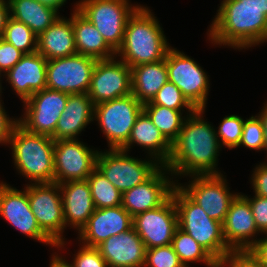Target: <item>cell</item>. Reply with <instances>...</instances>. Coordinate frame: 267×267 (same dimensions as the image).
Returning a JSON list of instances; mask_svg holds the SVG:
<instances>
[{
    "instance_id": "cell-16",
    "label": "cell",
    "mask_w": 267,
    "mask_h": 267,
    "mask_svg": "<svg viewBox=\"0 0 267 267\" xmlns=\"http://www.w3.org/2000/svg\"><path fill=\"white\" fill-rule=\"evenodd\" d=\"M132 93L131 68L115 56L97 60L87 95L94 105Z\"/></svg>"
},
{
    "instance_id": "cell-50",
    "label": "cell",
    "mask_w": 267,
    "mask_h": 267,
    "mask_svg": "<svg viewBox=\"0 0 267 267\" xmlns=\"http://www.w3.org/2000/svg\"><path fill=\"white\" fill-rule=\"evenodd\" d=\"M1 78H2V75L0 74V94L3 93L2 89H4V88H2L3 86H2V82L1 81H3V80Z\"/></svg>"
},
{
    "instance_id": "cell-18",
    "label": "cell",
    "mask_w": 267,
    "mask_h": 267,
    "mask_svg": "<svg viewBox=\"0 0 267 267\" xmlns=\"http://www.w3.org/2000/svg\"><path fill=\"white\" fill-rule=\"evenodd\" d=\"M175 185L172 173L161 165L146 181L122 194V207L132 217L155 209L171 196Z\"/></svg>"
},
{
    "instance_id": "cell-31",
    "label": "cell",
    "mask_w": 267,
    "mask_h": 267,
    "mask_svg": "<svg viewBox=\"0 0 267 267\" xmlns=\"http://www.w3.org/2000/svg\"><path fill=\"white\" fill-rule=\"evenodd\" d=\"M171 245L185 267H191V263L196 262H202L207 267H219V263L179 227L175 231Z\"/></svg>"
},
{
    "instance_id": "cell-10",
    "label": "cell",
    "mask_w": 267,
    "mask_h": 267,
    "mask_svg": "<svg viewBox=\"0 0 267 267\" xmlns=\"http://www.w3.org/2000/svg\"><path fill=\"white\" fill-rule=\"evenodd\" d=\"M168 81L174 83L195 109L206 110L210 92L207 72L194 58L171 47L166 55Z\"/></svg>"
},
{
    "instance_id": "cell-29",
    "label": "cell",
    "mask_w": 267,
    "mask_h": 267,
    "mask_svg": "<svg viewBox=\"0 0 267 267\" xmlns=\"http://www.w3.org/2000/svg\"><path fill=\"white\" fill-rule=\"evenodd\" d=\"M13 19L27 25L37 37L47 30L61 15L37 0H8Z\"/></svg>"
},
{
    "instance_id": "cell-48",
    "label": "cell",
    "mask_w": 267,
    "mask_h": 267,
    "mask_svg": "<svg viewBox=\"0 0 267 267\" xmlns=\"http://www.w3.org/2000/svg\"><path fill=\"white\" fill-rule=\"evenodd\" d=\"M263 104H264V106L260 110L258 115L262 119V124H263V128H264V138H265L264 151H266V154H267V101Z\"/></svg>"
},
{
    "instance_id": "cell-30",
    "label": "cell",
    "mask_w": 267,
    "mask_h": 267,
    "mask_svg": "<svg viewBox=\"0 0 267 267\" xmlns=\"http://www.w3.org/2000/svg\"><path fill=\"white\" fill-rule=\"evenodd\" d=\"M143 110L164 137L172 144L178 137L187 117L184 114L185 110H174L153 104L151 101L143 104Z\"/></svg>"
},
{
    "instance_id": "cell-5",
    "label": "cell",
    "mask_w": 267,
    "mask_h": 267,
    "mask_svg": "<svg viewBox=\"0 0 267 267\" xmlns=\"http://www.w3.org/2000/svg\"><path fill=\"white\" fill-rule=\"evenodd\" d=\"M172 198L178 214V227L188 233L218 263L231 251L223 235L221 222L209 217L177 184Z\"/></svg>"
},
{
    "instance_id": "cell-28",
    "label": "cell",
    "mask_w": 267,
    "mask_h": 267,
    "mask_svg": "<svg viewBox=\"0 0 267 267\" xmlns=\"http://www.w3.org/2000/svg\"><path fill=\"white\" fill-rule=\"evenodd\" d=\"M167 81L166 58L131 68L132 94L142 104L152 101Z\"/></svg>"
},
{
    "instance_id": "cell-37",
    "label": "cell",
    "mask_w": 267,
    "mask_h": 267,
    "mask_svg": "<svg viewBox=\"0 0 267 267\" xmlns=\"http://www.w3.org/2000/svg\"><path fill=\"white\" fill-rule=\"evenodd\" d=\"M144 267H185L172 245L146 249Z\"/></svg>"
},
{
    "instance_id": "cell-19",
    "label": "cell",
    "mask_w": 267,
    "mask_h": 267,
    "mask_svg": "<svg viewBox=\"0 0 267 267\" xmlns=\"http://www.w3.org/2000/svg\"><path fill=\"white\" fill-rule=\"evenodd\" d=\"M222 225L226 244L233 251L250 250L259 239L256 237L262 235L256 226L250 203L242 193L231 202Z\"/></svg>"
},
{
    "instance_id": "cell-45",
    "label": "cell",
    "mask_w": 267,
    "mask_h": 267,
    "mask_svg": "<svg viewBox=\"0 0 267 267\" xmlns=\"http://www.w3.org/2000/svg\"><path fill=\"white\" fill-rule=\"evenodd\" d=\"M10 17V5L8 0H0V37H2Z\"/></svg>"
},
{
    "instance_id": "cell-13",
    "label": "cell",
    "mask_w": 267,
    "mask_h": 267,
    "mask_svg": "<svg viewBox=\"0 0 267 267\" xmlns=\"http://www.w3.org/2000/svg\"><path fill=\"white\" fill-rule=\"evenodd\" d=\"M96 62L95 58L82 54L48 60L46 88L67 94H87Z\"/></svg>"
},
{
    "instance_id": "cell-2",
    "label": "cell",
    "mask_w": 267,
    "mask_h": 267,
    "mask_svg": "<svg viewBox=\"0 0 267 267\" xmlns=\"http://www.w3.org/2000/svg\"><path fill=\"white\" fill-rule=\"evenodd\" d=\"M219 5L206 33L210 44L240 51L267 43V17L261 10L240 0H221Z\"/></svg>"
},
{
    "instance_id": "cell-7",
    "label": "cell",
    "mask_w": 267,
    "mask_h": 267,
    "mask_svg": "<svg viewBox=\"0 0 267 267\" xmlns=\"http://www.w3.org/2000/svg\"><path fill=\"white\" fill-rule=\"evenodd\" d=\"M130 156L122 149L99 151L96 168L123 194L146 181L160 166L154 158Z\"/></svg>"
},
{
    "instance_id": "cell-27",
    "label": "cell",
    "mask_w": 267,
    "mask_h": 267,
    "mask_svg": "<svg viewBox=\"0 0 267 267\" xmlns=\"http://www.w3.org/2000/svg\"><path fill=\"white\" fill-rule=\"evenodd\" d=\"M73 6V11L71 10L72 26L77 54L96 60L114 58L116 52L106 43L95 26L76 9V3Z\"/></svg>"
},
{
    "instance_id": "cell-22",
    "label": "cell",
    "mask_w": 267,
    "mask_h": 267,
    "mask_svg": "<svg viewBox=\"0 0 267 267\" xmlns=\"http://www.w3.org/2000/svg\"><path fill=\"white\" fill-rule=\"evenodd\" d=\"M108 267H144L146 247L134 228L97 246Z\"/></svg>"
},
{
    "instance_id": "cell-25",
    "label": "cell",
    "mask_w": 267,
    "mask_h": 267,
    "mask_svg": "<svg viewBox=\"0 0 267 267\" xmlns=\"http://www.w3.org/2000/svg\"><path fill=\"white\" fill-rule=\"evenodd\" d=\"M94 122V103L86 93L69 94L64 112L58 119L54 140L79 139V134Z\"/></svg>"
},
{
    "instance_id": "cell-20",
    "label": "cell",
    "mask_w": 267,
    "mask_h": 267,
    "mask_svg": "<svg viewBox=\"0 0 267 267\" xmlns=\"http://www.w3.org/2000/svg\"><path fill=\"white\" fill-rule=\"evenodd\" d=\"M133 228V217L122 205L110 208L95 209L86 225L77 236L79 243L97 247L113 235Z\"/></svg>"
},
{
    "instance_id": "cell-21",
    "label": "cell",
    "mask_w": 267,
    "mask_h": 267,
    "mask_svg": "<svg viewBox=\"0 0 267 267\" xmlns=\"http://www.w3.org/2000/svg\"><path fill=\"white\" fill-rule=\"evenodd\" d=\"M46 71L47 60L36 51L24 54L20 61L3 75V79H6V83H9L23 103L35 92L46 88Z\"/></svg>"
},
{
    "instance_id": "cell-15",
    "label": "cell",
    "mask_w": 267,
    "mask_h": 267,
    "mask_svg": "<svg viewBox=\"0 0 267 267\" xmlns=\"http://www.w3.org/2000/svg\"><path fill=\"white\" fill-rule=\"evenodd\" d=\"M22 190L0 181V216L21 234L56 248V244L40 229L31 211L27 191L25 188Z\"/></svg>"
},
{
    "instance_id": "cell-14",
    "label": "cell",
    "mask_w": 267,
    "mask_h": 267,
    "mask_svg": "<svg viewBox=\"0 0 267 267\" xmlns=\"http://www.w3.org/2000/svg\"><path fill=\"white\" fill-rule=\"evenodd\" d=\"M98 153L78 139L54 140V182L87 180L96 169Z\"/></svg>"
},
{
    "instance_id": "cell-17",
    "label": "cell",
    "mask_w": 267,
    "mask_h": 267,
    "mask_svg": "<svg viewBox=\"0 0 267 267\" xmlns=\"http://www.w3.org/2000/svg\"><path fill=\"white\" fill-rule=\"evenodd\" d=\"M133 228L146 249L171 245L178 228V214L172 194L159 207L135 215Z\"/></svg>"
},
{
    "instance_id": "cell-33",
    "label": "cell",
    "mask_w": 267,
    "mask_h": 267,
    "mask_svg": "<svg viewBox=\"0 0 267 267\" xmlns=\"http://www.w3.org/2000/svg\"><path fill=\"white\" fill-rule=\"evenodd\" d=\"M1 38L24 54L37 51V35L27 25L12 17L9 18Z\"/></svg>"
},
{
    "instance_id": "cell-41",
    "label": "cell",
    "mask_w": 267,
    "mask_h": 267,
    "mask_svg": "<svg viewBox=\"0 0 267 267\" xmlns=\"http://www.w3.org/2000/svg\"><path fill=\"white\" fill-rule=\"evenodd\" d=\"M23 55V52L0 37V74L3 76L7 73Z\"/></svg>"
},
{
    "instance_id": "cell-47",
    "label": "cell",
    "mask_w": 267,
    "mask_h": 267,
    "mask_svg": "<svg viewBox=\"0 0 267 267\" xmlns=\"http://www.w3.org/2000/svg\"><path fill=\"white\" fill-rule=\"evenodd\" d=\"M58 252H60V251L52 253V255L50 257V260H51L50 264H49L50 267H72L70 265V263L68 262V260H66L65 257L61 256V254Z\"/></svg>"
},
{
    "instance_id": "cell-23",
    "label": "cell",
    "mask_w": 267,
    "mask_h": 267,
    "mask_svg": "<svg viewBox=\"0 0 267 267\" xmlns=\"http://www.w3.org/2000/svg\"><path fill=\"white\" fill-rule=\"evenodd\" d=\"M65 227L79 233L96 209L87 180L59 184Z\"/></svg>"
},
{
    "instance_id": "cell-44",
    "label": "cell",
    "mask_w": 267,
    "mask_h": 267,
    "mask_svg": "<svg viewBox=\"0 0 267 267\" xmlns=\"http://www.w3.org/2000/svg\"><path fill=\"white\" fill-rule=\"evenodd\" d=\"M249 250L264 267H267V233Z\"/></svg>"
},
{
    "instance_id": "cell-43",
    "label": "cell",
    "mask_w": 267,
    "mask_h": 267,
    "mask_svg": "<svg viewBox=\"0 0 267 267\" xmlns=\"http://www.w3.org/2000/svg\"><path fill=\"white\" fill-rule=\"evenodd\" d=\"M4 106L2 94H0V145H7L8 147L10 135L12 129L18 123V117H10Z\"/></svg>"
},
{
    "instance_id": "cell-36",
    "label": "cell",
    "mask_w": 267,
    "mask_h": 267,
    "mask_svg": "<svg viewBox=\"0 0 267 267\" xmlns=\"http://www.w3.org/2000/svg\"><path fill=\"white\" fill-rule=\"evenodd\" d=\"M264 145V128L260 116L256 114L244 119L243 132L237 148L246 147L258 152L264 151Z\"/></svg>"
},
{
    "instance_id": "cell-34",
    "label": "cell",
    "mask_w": 267,
    "mask_h": 267,
    "mask_svg": "<svg viewBox=\"0 0 267 267\" xmlns=\"http://www.w3.org/2000/svg\"><path fill=\"white\" fill-rule=\"evenodd\" d=\"M243 125L244 118L239 115L232 114L223 117L216 129L220 146L231 150L237 148L241 140Z\"/></svg>"
},
{
    "instance_id": "cell-4",
    "label": "cell",
    "mask_w": 267,
    "mask_h": 267,
    "mask_svg": "<svg viewBox=\"0 0 267 267\" xmlns=\"http://www.w3.org/2000/svg\"><path fill=\"white\" fill-rule=\"evenodd\" d=\"M11 146V147H9ZM8 147L18 175L27 183L54 182V139L27 131L19 123L12 129Z\"/></svg>"
},
{
    "instance_id": "cell-26",
    "label": "cell",
    "mask_w": 267,
    "mask_h": 267,
    "mask_svg": "<svg viewBox=\"0 0 267 267\" xmlns=\"http://www.w3.org/2000/svg\"><path fill=\"white\" fill-rule=\"evenodd\" d=\"M71 17L58 19L37 39V52L47 61L77 54Z\"/></svg>"
},
{
    "instance_id": "cell-11",
    "label": "cell",
    "mask_w": 267,
    "mask_h": 267,
    "mask_svg": "<svg viewBox=\"0 0 267 267\" xmlns=\"http://www.w3.org/2000/svg\"><path fill=\"white\" fill-rule=\"evenodd\" d=\"M188 183L177 185L197 204L206 214L223 223L231 202L239 194L230 192L226 175H197L190 176Z\"/></svg>"
},
{
    "instance_id": "cell-49",
    "label": "cell",
    "mask_w": 267,
    "mask_h": 267,
    "mask_svg": "<svg viewBox=\"0 0 267 267\" xmlns=\"http://www.w3.org/2000/svg\"><path fill=\"white\" fill-rule=\"evenodd\" d=\"M41 2L43 5H46L48 7L53 8L56 11H60L59 9L65 6V3H67V0H37Z\"/></svg>"
},
{
    "instance_id": "cell-38",
    "label": "cell",
    "mask_w": 267,
    "mask_h": 267,
    "mask_svg": "<svg viewBox=\"0 0 267 267\" xmlns=\"http://www.w3.org/2000/svg\"><path fill=\"white\" fill-rule=\"evenodd\" d=\"M78 244L80 248L72 255V261H69L72 267H108L97 247Z\"/></svg>"
},
{
    "instance_id": "cell-42",
    "label": "cell",
    "mask_w": 267,
    "mask_h": 267,
    "mask_svg": "<svg viewBox=\"0 0 267 267\" xmlns=\"http://www.w3.org/2000/svg\"><path fill=\"white\" fill-rule=\"evenodd\" d=\"M255 165L250 177V184L254 195L267 197V161Z\"/></svg>"
},
{
    "instance_id": "cell-40",
    "label": "cell",
    "mask_w": 267,
    "mask_h": 267,
    "mask_svg": "<svg viewBox=\"0 0 267 267\" xmlns=\"http://www.w3.org/2000/svg\"><path fill=\"white\" fill-rule=\"evenodd\" d=\"M219 267H264L249 251H231L220 263Z\"/></svg>"
},
{
    "instance_id": "cell-35",
    "label": "cell",
    "mask_w": 267,
    "mask_h": 267,
    "mask_svg": "<svg viewBox=\"0 0 267 267\" xmlns=\"http://www.w3.org/2000/svg\"><path fill=\"white\" fill-rule=\"evenodd\" d=\"M151 102L174 110L186 109L187 112L185 113L187 115L192 114L196 110L184 97L180 89L170 81H167L162 86Z\"/></svg>"
},
{
    "instance_id": "cell-9",
    "label": "cell",
    "mask_w": 267,
    "mask_h": 267,
    "mask_svg": "<svg viewBox=\"0 0 267 267\" xmlns=\"http://www.w3.org/2000/svg\"><path fill=\"white\" fill-rule=\"evenodd\" d=\"M143 104L131 93L94 105V120L106 137L109 149H121L128 141Z\"/></svg>"
},
{
    "instance_id": "cell-1",
    "label": "cell",
    "mask_w": 267,
    "mask_h": 267,
    "mask_svg": "<svg viewBox=\"0 0 267 267\" xmlns=\"http://www.w3.org/2000/svg\"><path fill=\"white\" fill-rule=\"evenodd\" d=\"M204 114L205 110L196 109L187 115L178 137L172 143L170 157L164 166L176 178V184L181 177L223 174L217 167L222 147L216 128L205 120Z\"/></svg>"
},
{
    "instance_id": "cell-12",
    "label": "cell",
    "mask_w": 267,
    "mask_h": 267,
    "mask_svg": "<svg viewBox=\"0 0 267 267\" xmlns=\"http://www.w3.org/2000/svg\"><path fill=\"white\" fill-rule=\"evenodd\" d=\"M69 94L45 88L23 102L24 113L18 123L27 131L52 136L64 112Z\"/></svg>"
},
{
    "instance_id": "cell-6",
    "label": "cell",
    "mask_w": 267,
    "mask_h": 267,
    "mask_svg": "<svg viewBox=\"0 0 267 267\" xmlns=\"http://www.w3.org/2000/svg\"><path fill=\"white\" fill-rule=\"evenodd\" d=\"M130 0H80L76 9L88 19L115 51L121 47L128 18L141 5Z\"/></svg>"
},
{
    "instance_id": "cell-32",
    "label": "cell",
    "mask_w": 267,
    "mask_h": 267,
    "mask_svg": "<svg viewBox=\"0 0 267 267\" xmlns=\"http://www.w3.org/2000/svg\"><path fill=\"white\" fill-rule=\"evenodd\" d=\"M97 209L122 205V193L96 168L87 178Z\"/></svg>"
},
{
    "instance_id": "cell-3",
    "label": "cell",
    "mask_w": 267,
    "mask_h": 267,
    "mask_svg": "<svg viewBox=\"0 0 267 267\" xmlns=\"http://www.w3.org/2000/svg\"><path fill=\"white\" fill-rule=\"evenodd\" d=\"M146 5H140L128 18L124 39L116 57L130 68L166 58L171 48L157 16Z\"/></svg>"
},
{
    "instance_id": "cell-8",
    "label": "cell",
    "mask_w": 267,
    "mask_h": 267,
    "mask_svg": "<svg viewBox=\"0 0 267 267\" xmlns=\"http://www.w3.org/2000/svg\"><path fill=\"white\" fill-rule=\"evenodd\" d=\"M24 188L40 229L56 244V248L62 251L66 248L67 241L63 235L66 227L59 184L27 183Z\"/></svg>"
},
{
    "instance_id": "cell-39",
    "label": "cell",
    "mask_w": 267,
    "mask_h": 267,
    "mask_svg": "<svg viewBox=\"0 0 267 267\" xmlns=\"http://www.w3.org/2000/svg\"><path fill=\"white\" fill-rule=\"evenodd\" d=\"M250 203V208L258 230L267 233V197L254 195L253 197L242 194Z\"/></svg>"
},
{
    "instance_id": "cell-46",
    "label": "cell",
    "mask_w": 267,
    "mask_h": 267,
    "mask_svg": "<svg viewBox=\"0 0 267 267\" xmlns=\"http://www.w3.org/2000/svg\"><path fill=\"white\" fill-rule=\"evenodd\" d=\"M246 7L258 8L267 17V0H240Z\"/></svg>"
},
{
    "instance_id": "cell-24",
    "label": "cell",
    "mask_w": 267,
    "mask_h": 267,
    "mask_svg": "<svg viewBox=\"0 0 267 267\" xmlns=\"http://www.w3.org/2000/svg\"><path fill=\"white\" fill-rule=\"evenodd\" d=\"M144 148L146 155L165 165L170 157L172 144L153 124L148 114L142 110L137 116L127 143L121 148L128 153L133 145Z\"/></svg>"
}]
</instances>
